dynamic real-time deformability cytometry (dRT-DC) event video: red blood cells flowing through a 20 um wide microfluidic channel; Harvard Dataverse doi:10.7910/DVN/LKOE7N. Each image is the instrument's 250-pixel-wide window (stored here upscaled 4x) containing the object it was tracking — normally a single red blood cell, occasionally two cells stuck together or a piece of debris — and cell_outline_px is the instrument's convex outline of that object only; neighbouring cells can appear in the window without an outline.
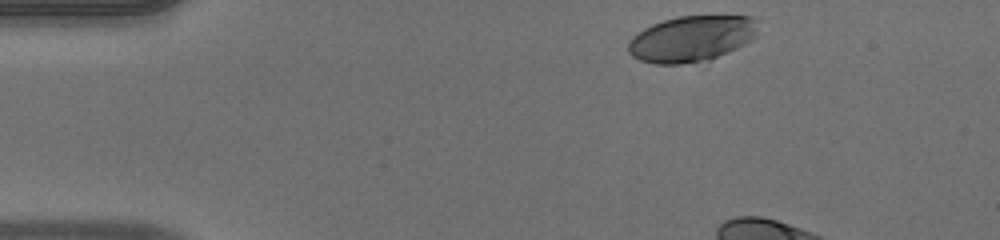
{"species": "human", "species_latin": "Homo sapiens", "temperature_condition": "warm", "stored_images_in_passage": 8, "camera_frame_rate_fps": 3000, "um_per_image_px": 0.085, "donor": {"sex": "male"}, "frame": {"image": 1, "passage_image": 1, "time_ms": 0.0, "image_size_px": [1000, 240], "cell_outline_px": [[756, 36], [752, 40], [728, 52], [708, 60], [680, 64], [656, 64], [640, 60], [632, 56], [628, 52], [628, 40], [632, 36], [644, 28], [652, 24], [664, 20], [680, 16], [752, 16], [756, 20]], "centroid_in_image_um": [58.75, 3.29], "position_along_channel_um": 26.2, "area_um2": 34.68}}